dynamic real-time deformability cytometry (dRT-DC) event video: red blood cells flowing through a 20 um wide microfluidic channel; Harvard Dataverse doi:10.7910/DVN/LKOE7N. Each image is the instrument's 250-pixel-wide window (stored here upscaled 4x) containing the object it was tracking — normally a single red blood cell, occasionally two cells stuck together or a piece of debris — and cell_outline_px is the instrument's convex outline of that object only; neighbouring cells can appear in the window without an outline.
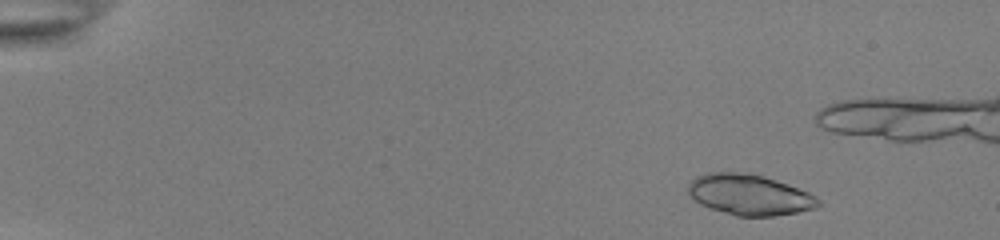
{"species": "common noctule bat (a hibernating species)", "species_latin": "Nyctalus noctula", "temperature_condition": "room temperature", "stored_images_in_passage": 45, "camera_frame_rate_fps": 3000, "um_per_image_px": 0.085, "animal": {"sex": "female", "body_mass_g": 22.0, "forearm_length_mm": 56.7}, "frame": {"image": 1, "passage_image": 4, "time_ms": 1.0, "image_size_px": [1000, 240], "cell_outline_px": [[820, 204], [816, 208], [796, 212], [772, 216], [736, 216], [700, 204], [688, 192], [688, 184], [692, 180], [708, 172], [748, 172], [764, 176], [788, 184], [808, 192], [816, 196], [820, 200]], "centroid_in_image_um": [63.73, 16.54], "position_along_channel_um": 21.3, "area_um2": 30.63}}